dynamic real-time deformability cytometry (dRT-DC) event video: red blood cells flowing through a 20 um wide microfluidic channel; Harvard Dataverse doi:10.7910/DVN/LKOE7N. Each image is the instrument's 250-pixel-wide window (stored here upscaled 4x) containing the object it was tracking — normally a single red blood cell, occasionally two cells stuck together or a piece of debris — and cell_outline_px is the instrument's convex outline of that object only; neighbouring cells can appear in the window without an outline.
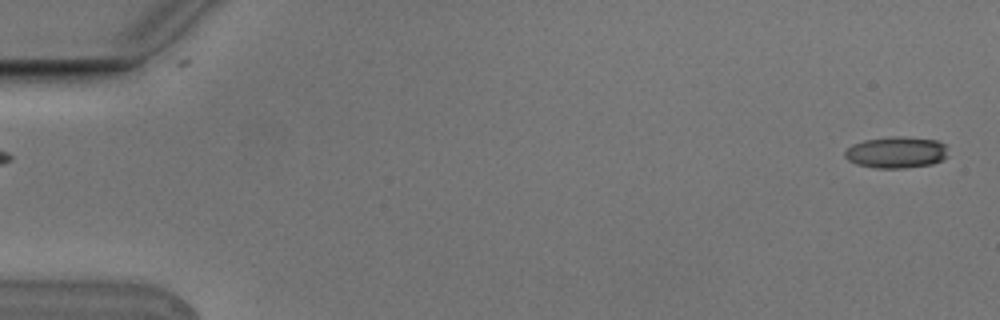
{"species": "Egyptian fruit bat (a non-hibernating species)", "species_latin": "Rousettus aegyptiacus", "temperature_condition": "cold", "stored_images_in_passage": 5, "segment_of_instrument_passage": [2, 2], "camera_frame_rate_fps": 3000, "um_per_image_px": 0.085, "animal": {"sex": "male"}, "frame": {"image": 1, "passage_image": 5, "time_ms": 1.333, "image_size_px": [1000, 320], "cell_outline_px": [[948, 156], [944, 160], [932, 164], [904, 168], [876, 168], [856, 164], [848, 160], [844, 156], [844, 152], [852, 144], [864, 140], [892, 136], [904, 136], [936, 140], [944, 144]], "centroid_in_image_um": [76.19, 12.95], "position_along_channel_um": 8.8, "area_um2": 19.07}}